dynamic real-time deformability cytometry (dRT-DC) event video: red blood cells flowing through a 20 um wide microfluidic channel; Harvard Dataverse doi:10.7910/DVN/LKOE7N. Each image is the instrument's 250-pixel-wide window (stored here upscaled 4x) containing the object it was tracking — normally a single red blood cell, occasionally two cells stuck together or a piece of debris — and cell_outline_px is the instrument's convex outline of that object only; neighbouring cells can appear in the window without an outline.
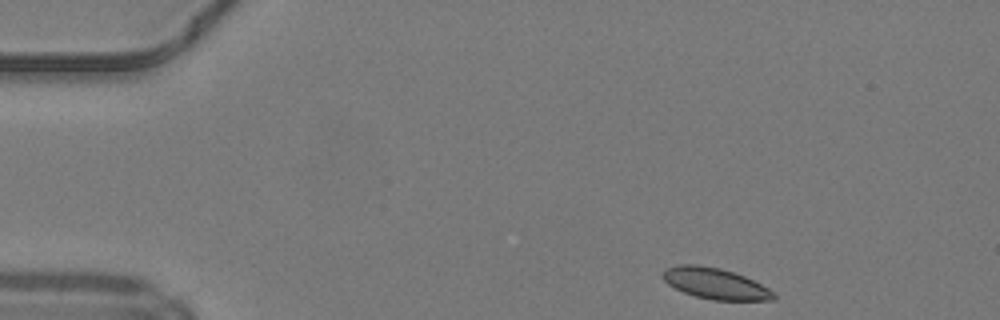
{"species": "common noctule bat (a hibernating species)", "species_latin": "Nyctalus noctula", "temperature_condition": "warm", "stored_images_in_passage": 43, "camera_frame_rate_fps": 3000, "um_per_image_px": 0.085, "animal": {"sex": "male", "body_mass_g": 19.2, "forearm_length_mm": 51.8}, "frame": {"image": 1, "passage_image": 1, "time_ms": 0.0, "image_size_px": [1000, 320], "cell_outline_px": [[776, 296], [772, 300], [712, 300], [696, 296], [684, 292], [668, 284], [664, 280], [664, 268], [680, 264], [696, 264], [720, 268], [744, 276], [768, 288]], "centroid_in_image_um": [60.78, 24.09], "position_along_channel_um": 24.2, "area_um2": 19.71}}
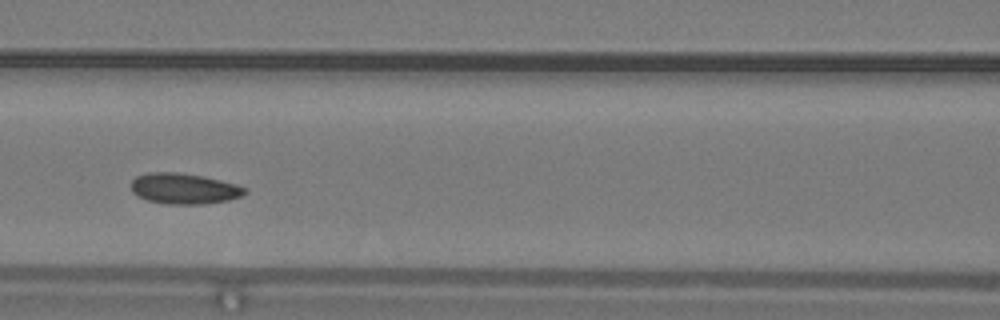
{"frame": {"image": 2, "passage_image": 16, "time_ms": 5.0, "image_size_px": [1000, 320], "cell_outline_px": [[248, 192], [240, 196], [228, 200], [204, 204], [164, 204], [148, 200], [136, 196], [132, 192], [132, 180], [136, 176], [148, 172], [180, 172], [204, 176], [236, 184], [248, 188]], "centroid_in_image_um": [15.64, 16.03], "position_along_channel_um": 151.0, "area_um2": 20.58}}
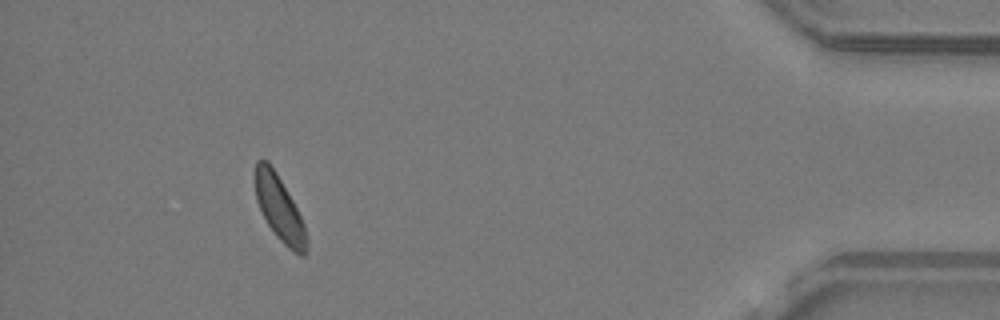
{"frame": {"image": 3, "passage_image": 39, "time_ms": 12.667, "image_size_px": [1000, 320], "cell_outline_px": [[308, 248], [304, 256], [300, 256], [292, 252], [276, 236], [268, 224], [256, 200], [256, 160], [268, 160], [276, 172], [292, 200], [304, 224], [308, 244]], "centroid_in_image_um": [23.78, 17.77], "position_along_channel_um": 411.4, "area_um2": 19.13}, "authors_computed_cell_mechanics": {"area_um2": 20.0566, "velocity_mm_per_s": 4.1858, "shape_relaxation_time_tau1_ms": 5.6561, "shape_relaxation_time_tau2_ms": null, "deformation_change_tau1": 0.0862, "deformation_change_tau2": null}}